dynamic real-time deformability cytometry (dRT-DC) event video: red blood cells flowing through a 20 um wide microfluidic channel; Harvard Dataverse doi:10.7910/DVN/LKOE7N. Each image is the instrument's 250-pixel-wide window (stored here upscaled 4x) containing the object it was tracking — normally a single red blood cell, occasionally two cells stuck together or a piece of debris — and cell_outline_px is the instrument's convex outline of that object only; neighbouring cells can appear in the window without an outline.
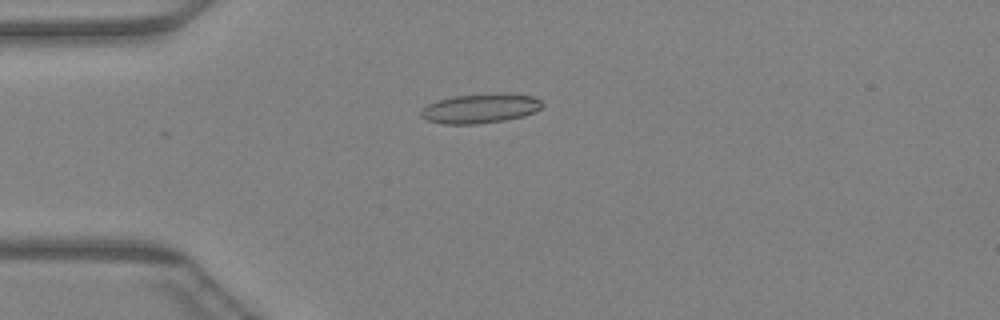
{"species": "Egyptian fruit bat (a non-hibernating species)", "species_latin": "Rousettus aegyptiacus", "temperature_condition": "warm", "stored_images_in_passage": 47, "camera_frame_rate_fps": 3000, "um_per_image_px": 0.085, "animal": {"sex": "female"}, "frame": {"image": 1, "passage_image": 13, "time_ms": 4.0, "image_size_px": [1000, 320], "cell_outline_px": [[544, 104], [540, 108], [524, 116], [504, 120], [476, 124], [444, 124], [428, 120], [420, 116], [420, 112], [428, 104], [436, 100], [452, 96], [496, 92], [508, 92], [536, 96]], "centroid_in_image_um": [40.85, 9.18], "position_along_channel_um": 44.1, "area_um2": 21.21}}
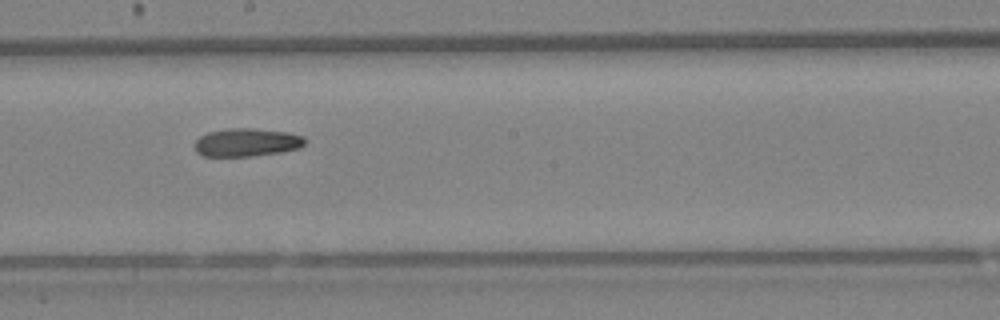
{"frame": {"image": 2, "passage_image": 27, "time_ms": 8.667, "image_size_px": [1000, 320], "cell_outline_px": [[304, 144], [300, 148], [280, 152], [252, 156], [204, 156], [196, 152], [192, 144], [200, 136], [208, 132], [228, 128], [256, 128], [288, 132], [304, 136]], "centroid_in_image_um": [20.94, 12.1], "position_along_channel_um": 227.3, "area_um2": 18.26}}
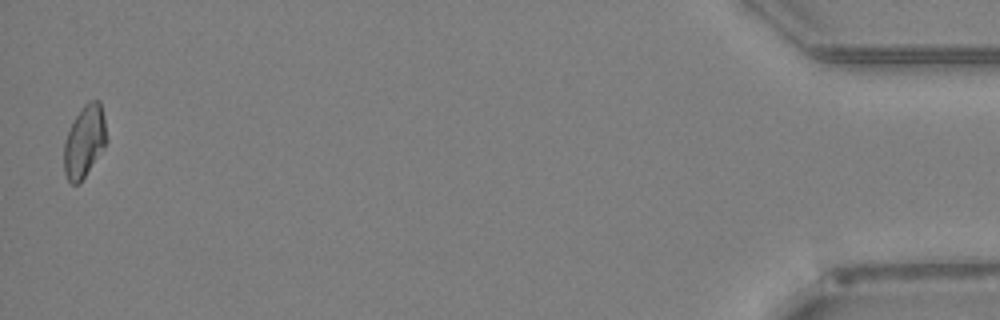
{"frame": {"image": 3, "passage_image": 47, "time_ms": 15.333, "image_size_px": [1000, 320], "cell_outline_px": [[108, 140], [104, 148], [80, 184], [72, 184], [68, 180], [64, 172], [64, 140], [76, 116], [84, 104], [88, 100], [100, 100], [104, 116]], "centroid_in_image_um": [7.2, 12.02], "position_along_channel_um": 428.0, "area_um2": 18.03}}